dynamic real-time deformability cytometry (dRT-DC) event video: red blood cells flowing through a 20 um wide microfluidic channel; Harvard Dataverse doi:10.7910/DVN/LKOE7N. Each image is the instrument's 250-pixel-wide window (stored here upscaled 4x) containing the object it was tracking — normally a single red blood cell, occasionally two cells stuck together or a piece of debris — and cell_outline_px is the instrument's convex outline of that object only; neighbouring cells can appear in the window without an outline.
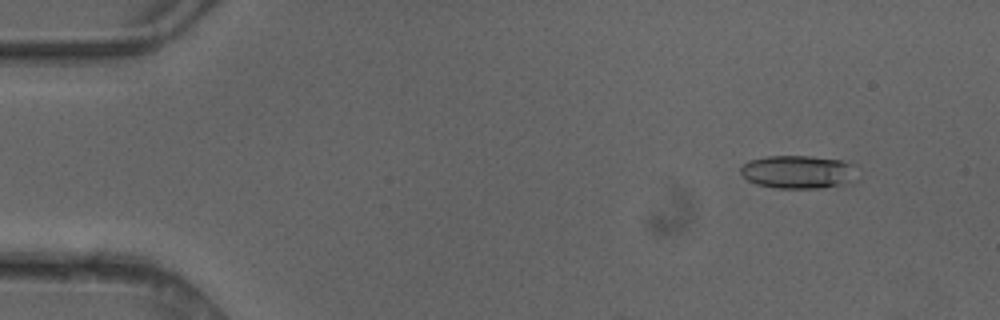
{"species": "common noctule bat (a hibernating species)", "species_latin": "Nyctalus noctula", "temperature_condition": "cold", "stored_images_in_passage": 4, "camera_frame_rate_fps": 3000, "um_per_image_px": 0.085, "animal": {"sex": "female"}, "frame": {"image": 1, "passage_image": 2, "time_ms": 0.333, "image_size_px": [1000, 320], "cell_outline_px": [[860, 180], [852, 184], [824, 188], [776, 188], [756, 184], [748, 180], [740, 172], [740, 168], [748, 160], [768, 156], [812, 156], [852, 160]], "centroid_in_image_um": [68.0, 14.61], "position_along_channel_um": 17.0, "area_um2": 23.52}}